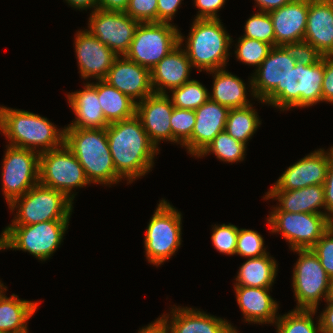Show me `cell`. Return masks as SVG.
Here are the masks:
<instances>
[{
    "label": "cell",
    "mask_w": 333,
    "mask_h": 333,
    "mask_svg": "<svg viewBox=\"0 0 333 333\" xmlns=\"http://www.w3.org/2000/svg\"><path fill=\"white\" fill-rule=\"evenodd\" d=\"M229 110L210 98L195 110L196 122L191 138L182 146L188 154L197 158L212 140L225 130Z\"/></svg>",
    "instance_id": "obj_20"
},
{
    "label": "cell",
    "mask_w": 333,
    "mask_h": 333,
    "mask_svg": "<svg viewBox=\"0 0 333 333\" xmlns=\"http://www.w3.org/2000/svg\"><path fill=\"white\" fill-rule=\"evenodd\" d=\"M292 251L299 255L292 276V289L297 301L294 309L318 310L319 301L323 298L324 302L327 301L330 278L312 249Z\"/></svg>",
    "instance_id": "obj_9"
},
{
    "label": "cell",
    "mask_w": 333,
    "mask_h": 333,
    "mask_svg": "<svg viewBox=\"0 0 333 333\" xmlns=\"http://www.w3.org/2000/svg\"><path fill=\"white\" fill-rule=\"evenodd\" d=\"M106 133L116 173L122 179L126 178L127 184L153 168L154 157L160 150L150 140L136 115L110 123Z\"/></svg>",
    "instance_id": "obj_1"
},
{
    "label": "cell",
    "mask_w": 333,
    "mask_h": 333,
    "mask_svg": "<svg viewBox=\"0 0 333 333\" xmlns=\"http://www.w3.org/2000/svg\"><path fill=\"white\" fill-rule=\"evenodd\" d=\"M195 118V110L173 108L170 119L173 143L180 144L182 147L191 138Z\"/></svg>",
    "instance_id": "obj_38"
},
{
    "label": "cell",
    "mask_w": 333,
    "mask_h": 333,
    "mask_svg": "<svg viewBox=\"0 0 333 333\" xmlns=\"http://www.w3.org/2000/svg\"><path fill=\"white\" fill-rule=\"evenodd\" d=\"M214 75L210 99L229 109L244 108L251 103L247 98L246 84L238 76L227 72L225 68L208 72Z\"/></svg>",
    "instance_id": "obj_29"
},
{
    "label": "cell",
    "mask_w": 333,
    "mask_h": 333,
    "mask_svg": "<svg viewBox=\"0 0 333 333\" xmlns=\"http://www.w3.org/2000/svg\"><path fill=\"white\" fill-rule=\"evenodd\" d=\"M266 254L248 258L239 268L234 286L271 288L277 276V262Z\"/></svg>",
    "instance_id": "obj_31"
},
{
    "label": "cell",
    "mask_w": 333,
    "mask_h": 333,
    "mask_svg": "<svg viewBox=\"0 0 333 333\" xmlns=\"http://www.w3.org/2000/svg\"><path fill=\"white\" fill-rule=\"evenodd\" d=\"M64 144L81 164L90 183L111 186L122 180L116 173L106 128L64 127Z\"/></svg>",
    "instance_id": "obj_2"
},
{
    "label": "cell",
    "mask_w": 333,
    "mask_h": 333,
    "mask_svg": "<svg viewBox=\"0 0 333 333\" xmlns=\"http://www.w3.org/2000/svg\"><path fill=\"white\" fill-rule=\"evenodd\" d=\"M0 294V333H29L27 321L36 312L39 303L19 299L18 295Z\"/></svg>",
    "instance_id": "obj_28"
},
{
    "label": "cell",
    "mask_w": 333,
    "mask_h": 333,
    "mask_svg": "<svg viewBox=\"0 0 333 333\" xmlns=\"http://www.w3.org/2000/svg\"><path fill=\"white\" fill-rule=\"evenodd\" d=\"M246 145L231 137L225 130L221 131L212 142L202 151L198 158L213 153L219 160L237 163L245 158Z\"/></svg>",
    "instance_id": "obj_34"
},
{
    "label": "cell",
    "mask_w": 333,
    "mask_h": 333,
    "mask_svg": "<svg viewBox=\"0 0 333 333\" xmlns=\"http://www.w3.org/2000/svg\"><path fill=\"white\" fill-rule=\"evenodd\" d=\"M311 249L317 255L329 278L333 279V222Z\"/></svg>",
    "instance_id": "obj_41"
},
{
    "label": "cell",
    "mask_w": 333,
    "mask_h": 333,
    "mask_svg": "<svg viewBox=\"0 0 333 333\" xmlns=\"http://www.w3.org/2000/svg\"><path fill=\"white\" fill-rule=\"evenodd\" d=\"M0 132L9 140V146L33 150L39 154L64 144L63 128L58 129L39 114L5 106H0Z\"/></svg>",
    "instance_id": "obj_3"
},
{
    "label": "cell",
    "mask_w": 333,
    "mask_h": 333,
    "mask_svg": "<svg viewBox=\"0 0 333 333\" xmlns=\"http://www.w3.org/2000/svg\"><path fill=\"white\" fill-rule=\"evenodd\" d=\"M177 307L175 305L174 308H171V314L162 315L169 333H226L232 326L227 319L207 314L204 311L190 307Z\"/></svg>",
    "instance_id": "obj_24"
},
{
    "label": "cell",
    "mask_w": 333,
    "mask_h": 333,
    "mask_svg": "<svg viewBox=\"0 0 333 333\" xmlns=\"http://www.w3.org/2000/svg\"><path fill=\"white\" fill-rule=\"evenodd\" d=\"M220 19H194L187 36L186 48L192 67L198 71L225 68L233 42ZM229 52V53H228Z\"/></svg>",
    "instance_id": "obj_4"
},
{
    "label": "cell",
    "mask_w": 333,
    "mask_h": 333,
    "mask_svg": "<svg viewBox=\"0 0 333 333\" xmlns=\"http://www.w3.org/2000/svg\"><path fill=\"white\" fill-rule=\"evenodd\" d=\"M171 23H139L124 55L151 70L179 44V29Z\"/></svg>",
    "instance_id": "obj_10"
},
{
    "label": "cell",
    "mask_w": 333,
    "mask_h": 333,
    "mask_svg": "<svg viewBox=\"0 0 333 333\" xmlns=\"http://www.w3.org/2000/svg\"><path fill=\"white\" fill-rule=\"evenodd\" d=\"M74 44L81 78L104 80L117 55L88 29L76 33Z\"/></svg>",
    "instance_id": "obj_17"
},
{
    "label": "cell",
    "mask_w": 333,
    "mask_h": 333,
    "mask_svg": "<svg viewBox=\"0 0 333 333\" xmlns=\"http://www.w3.org/2000/svg\"><path fill=\"white\" fill-rule=\"evenodd\" d=\"M83 90L67 95L69 106L73 110L75 119L66 127L81 129H103L110 123L105 119L98 99L97 90L90 84L84 85Z\"/></svg>",
    "instance_id": "obj_27"
},
{
    "label": "cell",
    "mask_w": 333,
    "mask_h": 333,
    "mask_svg": "<svg viewBox=\"0 0 333 333\" xmlns=\"http://www.w3.org/2000/svg\"><path fill=\"white\" fill-rule=\"evenodd\" d=\"M171 93L173 106L180 109L196 110L210 98L208 89L194 79L172 89Z\"/></svg>",
    "instance_id": "obj_35"
},
{
    "label": "cell",
    "mask_w": 333,
    "mask_h": 333,
    "mask_svg": "<svg viewBox=\"0 0 333 333\" xmlns=\"http://www.w3.org/2000/svg\"><path fill=\"white\" fill-rule=\"evenodd\" d=\"M212 244L219 253L235 255L239 228L231 223L214 225L212 228Z\"/></svg>",
    "instance_id": "obj_40"
},
{
    "label": "cell",
    "mask_w": 333,
    "mask_h": 333,
    "mask_svg": "<svg viewBox=\"0 0 333 333\" xmlns=\"http://www.w3.org/2000/svg\"><path fill=\"white\" fill-rule=\"evenodd\" d=\"M252 104L244 108L230 109L225 131L234 139L246 144L261 124Z\"/></svg>",
    "instance_id": "obj_32"
},
{
    "label": "cell",
    "mask_w": 333,
    "mask_h": 333,
    "mask_svg": "<svg viewBox=\"0 0 333 333\" xmlns=\"http://www.w3.org/2000/svg\"><path fill=\"white\" fill-rule=\"evenodd\" d=\"M273 47L265 42L241 36L235 50L236 58L242 63L256 66L268 56Z\"/></svg>",
    "instance_id": "obj_37"
},
{
    "label": "cell",
    "mask_w": 333,
    "mask_h": 333,
    "mask_svg": "<svg viewBox=\"0 0 333 333\" xmlns=\"http://www.w3.org/2000/svg\"><path fill=\"white\" fill-rule=\"evenodd\" d=\"M104 81L129 96L136 103L154 93L151 84V70L124 55L115 58Z\"/></svg>",
    "instance_id": "obj_18"
},
{
    "label": "cell",
    "mask_w": 333,
    "mask_h": 333,
    "mask_svg": "<svg viewBox=\"0 0 333 333\" xmlns=\"http://www.w3.org/2000/svg\"><path fill=\"white\" fill-rule=\"evenodd\" d=\"M261 12H270L278 9L285 4L290 3L292 0H254Z\"/></svg>",
    "instance_id": "obj_51"
},
{
    "label": "cell",
    "mask_w": 333,
    "mask_h": 333,
    "mask_svg": "<svg viewBox=\"0 0 333 333\" xmlns=\"http://www.w3.org/2000/svg\"><path fill=\"white\" fill-rule=\"evenodd\" d=\"M167 200L159 201L152 215L144 238L146 259L159 266L170 259L181 246L182 217Z\"/></svg>",
    "instance_id": "obj_7"
},
{
    "label": "cell",
    "mask_w": 333,
    "mask_h": 333,
    "mask_svg": "<svg viewBox=\"0 0 333 333\" xmlns=\"http://www.w3.org/2000/svg\"><path fill=\"white\" fill-rule=\"evenodd\" d=\"M173 108L168 94L152 93L136 103V116L157 148L161 140L172 142L170 119Z\"/></svg>",
    "instance_id": "obj_19"
},
{
    "label": "cell",
    "mask_w": 333,
    "mask_h": 333,
    "mask_svg": "<svg viewBox=\"0 0 333 333\" xmlns=\"http://www.w3.org/2000/svg\"><path fill=\"white\" fill-rule=\"evenodd\" d=\"M260 233L250 229H239L235 255L245 258L260 257L268 254Z\"/></svg>",
    "instance_id": "obj_39"
},
{
    "label": "cell",
    "mask_w": 333,
    "mask_h": 333,
    "mask_svg": "<svg viewBox=\"0 0 333 333\" xmlns=\"http://www.w3.org/2000/svg\"><path fill=\"white\" fill-rule=\"evenodd\" d=\"M158 0H129L125 11L139 23H157Z\"/></svg>",
    "instance_id": "obj_43"
},
{
    "label": "cell",
    "mask_w": 333,
    "mask_h": 333,
    "mask_svg": "<svg viewBox=\"0 0 333 333\" xmlns=\"http://www.w3.org/2000/svg\"><path fill=\"white\" fill-rule=\"evenodd\" d=\"M296 64L282 46H274L251 76V95L270 105L284 91L285 79Z\"/></svg>",
    "instance_id": "obj_14"
},
{
    "label": "cell",
    "mask_w": 333,
    "mask_h": 333,
    "mask_svg": "<svg viewBox=\"0 0 333 333\" xmlns=\"http://www.w3.org/2000/svg\"><path fill=\"white\" fill-rule=\"evenodd\" d=\"M68 223L69 220H51L33 225H8L0 235V250L28 251L46 261L61 245Z\"/></svg>",
    "instance_id": "obj_5"
},
{
    "label": "cell",
    "mask_w": 333,
    "mask_h": 333,
    "mask_svg": "<svg viewBox=\"0 0 333 333\" xmlns=\"http://www.w3.org/2000/svg\"><path fill=\"white\" fill-rule=\"evenodd\" d=\"M88 31L117 56L129 49L139 22L125 12L97 9L90 14Z\"/></svg>",
    "instance_id": "obj_15"
},
{
    "label": "cell",
    "mask_w": 333,
    "mask_h": 333,
    "mask_svg": "<svg viewBox=\"0 0 333 333\" xmlns=\"http://www.w3.org/2000/svg\"><path fill=\"white\" fill-rule=\"evenodd\" d=\"M327 306L324 308L319 318V324L322 333H333V303L326 302Z\"/></svg>",
    "instance_id": "obj_48"
},
{
    "label": "cell",
    "mask_w": 333,
    "mask_h": 333,
    "mask_svg": "<svg viewBox=\"0 0 333 333\" xmlns=\"http://www.w3.org/2000/svg\"><path fill=\"white\" fill-rule=\"evenodd\" d=\"M329 149L315 150L289 166L269 190H296L324 184L333 158V146Z\"/></svg>",
    "instance_id": "obj_16"
},
{
    "label": "cell",
    "mask_w": 333,
    "mask_h": 333,
    "mask_svg": "<svg viewBox=\"0 0 333 333\" xmlns=\"http://www.w3.org/2000/svg\"><path fill=\"white\" fill-rule=\"evenodd\" d=\"M16 215L10 225H33L51 220H69L73 202L63 192L37 184L9 204ZM18 208V209H17Z\"/></svg>",
    "instance_id": "obj_6"
},
{
    "label": "cell",
    "mask_w": 333,
    "mask_h": 333,
    "mask_svg": "<svg viewBox=\"0 0 333 333\" xmlns=\"http://www.w3.org/2000/svg\"><path fill=\"white\" fill-rule=\"evenodd\" d=\"M39 184L61 191L73 201V190L91 183L75 155L63 144L40 154Z\"/></svg>",
    "instance_id": "obj_8"
},
{
    "label": "cell",
    "mask_w": 333,
    "mask_h": 333,
    "mask_svg": "<svg viewBox=\"0 0 333 333\" xmlns=\"http://www.w3.org/2000/svg\"><path fill=\"white\" fill-rule=\"evenodd\" d=\"M185 36L179 33V44L151 69V84L154 93L168 94L190 80L192 64L185 49H182Z\"/></svg>",
    "instance_id": "obj_21"
},
{
    "label": "cell",
    "mask_w": 333,
    "mask_h": 333,
    "mask_svg": "<svg viewBox=\"0 0 333 333\" xmlns=\"http://www.w3.org/2000/svg\"><path fill=\"white\" fill-rule=\"evenodd\" d=\"M226 333H239L237 329H235L234 326H231Z\"/></svg>",
    "instance_id": "obj_54"
},
{
    "label": "cell",
    "mask_w": 333,
    "mask_h": 333,
    "mask_svg": "<svg viewBox=\"0 0 333 333\" xmlns=\"http://www.w3.org/2000/svg\"><path fill=\"white\" fill-rule=\"evenodd\" d=\"M263 198L278 200L279 203L273 208V211L326 215L323 184L296 190H269ZM322 208L325 210L324 212L321 211Z\"/></svg>",
    "instance_id": "obj_25"
},
{
    "label": "cell",
    "mask_w": 333,
    "mask_h": 333,
    "mask_svg": "<svg viewBox=\"0 0 333 333\" xmlns=\"http://www.w3.org/2000/svg\"><path fill=\"white\" fill-rule=\"evenodd\" d=\"M323 76L324 56L313 65L297 63L285 79L284 91L270 105L284 111L320 103Z\"/></svg>",
    "instance_id": "obj_11"
},
{
    "label": "cell",
    "mask_w": 333,
    "mask_h": 333,
    "mask_svg": "<svg viewBox=\"0 0 333 333\" xmlns=\"http://www.w3.org/2000/svg\"><path fill=\"white\" fill-rule=\"evenodd\" d=\"M303 40L323 56L333 55V0H309Z\"/></svg>",
    "instance_id": "obj_23"
},
{
    "label": "cell",
    "mask_w": 333,
    "mask_h": 333,
    "mask_svg": "<svg viewBox=\"0 0 333 333\" xmlns=\"http://www.w3.org/2000/svg\"><path fill=\"white\" fill-rule=\"evenodd\" d=\"M317 310L293 309L279 315L275 322L277 333H322L319 319L315 325L313 316ZM318 324V325H317Z\"/></svg>",
    "instance_id": "obj_33"
},
{
    "label": "cell",
    "mask_w": 333,
    "mask_h": 333,
    "mask_svg": "<svg viewBox=\"0 0 333 333\" xmlns=\"http://www.w3.org/2000/svg\"><path fill=\"white\" fill-rule=\"evenodd\" d=\"M326 302H332L333 303V279H330V289L329 294Z\"/></svg>",
    "instance_id": "obj_53"
},
{
    "label": "cell",
    "mask_w": 333,
    "mask_h": 333,
    "mask_svg": "<svg viewBox=\"0 0 333 333\" xmlns=\"http://www.w3.org/2000/svg\"><path fill=\"white\" fill-rule=\"evenodd\" d=\"M322 102L333 104V55L324 56Z\"/></svg>",
    "instance_id": "obj_45"
},
{
    "label": "cell",
    "mask_w": 333,
    "mask_h": 333,
    "mask_svg": "<svg viewBox=\"0 0 333 333\" xmlns=\"http://www.w3.org/2000/svg\"><path fill=\"white\" fill-rule=\"evenodd\" d=\"M129 0H98L97 9L113 12H125Z\"/></svg>",
    "instance_id": "obj_49"
},
{
    "label": "cell",
    "mask_w": 333,
    "mask_h": 333,
    "mask_svg": "<svg viewBox=\"0 0 333 333\" xmlns=\"http://www.w3.org/2000/svg\"><path fill=\"white\" fill-rule=\"evenodd\" d=\"M323 185H324L326 216L333 222V158L329 163L327 176Z\"/></svg>",
    "instance_id": "obj_47"
},
{
    "label": "cell",
    "mask_w": 333,
    "mask_h": 333,
    "mask_svg": "<svg viewBox=\"0 0 333 333\" xmlns=\"http://www.w3.org/2000/svg\"><path fill=\"white\" fill-rule=\"evenodd\" d=\"M2 163V191L8 205L39 184V156L36 151L6 145Z\"/></svg>",
    "instance_id": "obj_13"
},
{
    "label": "cell",
    "mask_w": 333,
    "mask_h": 333,
    "mask_svg": "<svg viewBox=\"0 0 333 333\" xmlns=\"http://www.w3.org/2000/svg\"><path fill=\"white\" fill-rule=\"evenodd\" d=\"M71 7L77 10H86L92 8L91 12L97 10V2L98 0H65Z\"/></svg>",
    "instance_id": "obj_52"
},
{
    "label": "cell",
    "mask_w": 333,
    "mask_h": 333,
    "mask_svg": "<svg viewBox=\"0 0 333 333\" xmlns=\"http://www.w3.org/2000/svg\"><path fill=\"white\" fill-rule=\"evenodd\" d=\"M282 47L297 63L305 66L316 64L323 57L316 48L305 40L283 44Z\"/></svg>",
    "instance_id": "obj_42"
},
{
    "label": "cell",
    "mask_w": 333,
    "mask_h": 333,
    "mask_svg": "<svg viewBox=\"0 0 333 333\" xmlns=\"http://www.w3.org/2000/svg\"><path fill=\"white\" fill-rule=\"evenodd\" d=\"M309 0H292L269 13L274 27L275 46L302 41L307 27Z\"/></svg>",
    "instance_id": "obj_22"
},
{
    "label": "cell",
    "mask_w": 333,
    "mask_h": 333,
    "mask_svg": "<svg viewBox=\"0 0 333 333\" xmlns=\"http://www.w3.org/2000/svg\"><path fill=\"white\" fill-rule=\"evenodd\" d=\"M183 0H158L157 22L170 23ZM178 8V9H177Z\"/></svg>",
    "instance_id": "obj_46"
},
{
    "label": "cell",
    "mask_w": 333,
    "mask_h": 333,
    "mask_svg": "<svg viewBox=\"0 0 333 333\" xmlns=\"http://www.w3.org/2000/svg\"><path fill=\"white\" fill-rule=\"evenodd\" d=\"M234 289L245 322L254 324L276 322L279 304L270 296L271 288L234 286Z\"/></svg>",
    "instance_id": "obj_26"
},
{
    "label": "cell",
    "mask_w": 333,
    "mask_h": 333,
    "mask_svg": "<svg viewBox=\"0 0 333 333\" xmlns=\"http://www.w3.org/2000/svg\"><path fill=\"white\" fill-rule=\"evenodd\" d=\"M138 333H169V330L165 319L159 316L153 323L141 328Z\"/></svg>",
    "instance_id": "obj_50"
},
{
    "label": "cell",
    "mask_w": 333,
    "mask_h": 333,
    "mask_svg": "<svg viewBox=\"0 0 333 333\" xmlns=\"http://www.w3.org/2000/svg\"><path fill=\"white\" fill-rule=\"evenodd\" d=\"M273 233H281L291 250L311 249L332 221L324 214L272 211L267 218Z\"/></svg>",
    "instance_id": "obj_12"
},
{
    "label": "cell",
    "mask_w": 333,
    "mask_h": 333,
    "mask_svg": "<svg viewBox=\"0 0 333 333\" xmlns=\"http://www.w3.org/2000/svg\"><path fill=\"white\" fill-rule=\"evenodd\" d=\"M98 92L105 119L109 123L127 120L136 115V102L104 80L90 83Z\"/></svg>",
    "instance_id": "obj_30"
},
{
    "label": "cell",
    "mask_w": 333,
    "mask_h": 333,
    "mask_svg": "<svg viewBox=\"0 0 333 333\" xmlns=\"http://www.w3.org/2000/svg\"><path fill=\"white\" fill-rule=\"evenodd\" d=\"M226 0H194L198 14L194 19H219L217 12L225 5Z\"/></svg>",
    "instance_id": "obj_44"
},
{
    "label": "cell",
    "mask_w": 333,
    "mask_h": 333,
    "mask_svg": "<svg viewBox=\"0 0 333 333\" xmlns=\"http://www.w3.org/2000/svg\"><path fill=\"white\" fill-rule=\"evenodd\" d=\"M7 287L5 285H3V283H1L0 281V294L2 293L3 290H5Z\"/></svg>",
    "instance_id": "obj_55"
},
{
    "label": "cell",
    "mask_w": 333,
    "mask_h": 333,
    "mask_svg": "<svg viewBox=\"0 0 333 333\" xmlns=\"http://www.w3.org/2000/svg\"><path fill=\"white\" fill-rule=\"evenodd\" d=\"M243 37L256 39L272 47L275 46V33L272 19L268 12L257 11L247 19Z\"/></svg>",
    "instance_id": "obj_36"
}]
</instances>
